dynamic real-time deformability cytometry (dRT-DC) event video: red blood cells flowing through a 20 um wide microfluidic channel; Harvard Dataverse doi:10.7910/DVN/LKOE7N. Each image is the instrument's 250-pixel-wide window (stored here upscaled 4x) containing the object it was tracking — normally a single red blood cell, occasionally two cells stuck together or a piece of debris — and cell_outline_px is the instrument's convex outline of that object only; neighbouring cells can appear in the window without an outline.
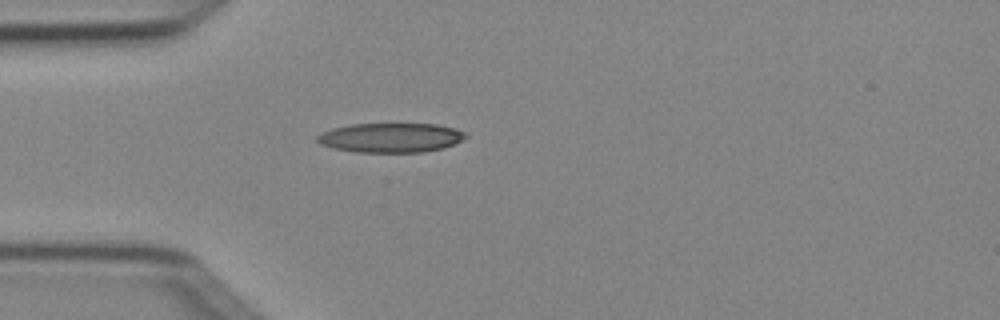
{"species": "Egyptian fruit bat (a non-hibernating species)", "species_latin": "Rousettus aegyptiacus", "temperature_condition": "cold", "stored_images_in_passage": 1, "camera_frame_rate_fps": 3000, "um_per_image_px": 0.085, "animal": {"sex": "female"}, "frame": {"image": 1, "passage_image": 1, "time_ms": 0.0, "image_size_px": [1000, 320], "cell_outline_px": [[468, 136], [456, 144], [444, 148], [424, 152], [356, 152], [332, 148], [320, 144], [316, 140], [316, 136], [320, 132], [332, 128], [352, 124], [436, 124], [456, 128], [464, 132]], "centroid_in_image_um": [33.21, 11.7], "position_along_channel_um": 51.8, "area_um2": 25.72}}